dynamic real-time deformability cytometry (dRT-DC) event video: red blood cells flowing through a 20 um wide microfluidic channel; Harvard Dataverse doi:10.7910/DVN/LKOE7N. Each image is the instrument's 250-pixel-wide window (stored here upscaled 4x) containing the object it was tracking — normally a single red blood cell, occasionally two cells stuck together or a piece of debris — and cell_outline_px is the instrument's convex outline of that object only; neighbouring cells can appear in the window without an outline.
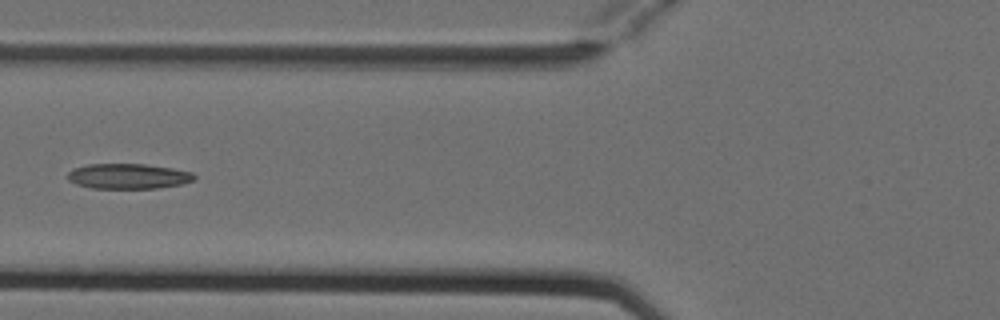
{"species": "Egyptian fruit bat (a non-hibernating species)", "species_latin": "Rousettus aegyptiacus", "temperature_condition": "cold", "stored_images_in_passage": 6, "camera_frame_rate_fps": 3000, "um_per_image_px": 0.085, "animal": {"sex": "female"}, "frame": {"image": 1, "passage_image": 6, "time_ms": 1.667, "image_size_px": [1000, 320], "cell_outline_px": [[196, 180], [180, 184], [156, 188], [92, 188], [76, 184], [68, 180], [68, 172], [72, 168], [88, 164], [144, 164], [172, 168], [192, 172], [196, 176]], "centroid_in_image_um": [10.89, 14.97], "position_along_channel_um": 114.9, "area_um2": 18.61}}